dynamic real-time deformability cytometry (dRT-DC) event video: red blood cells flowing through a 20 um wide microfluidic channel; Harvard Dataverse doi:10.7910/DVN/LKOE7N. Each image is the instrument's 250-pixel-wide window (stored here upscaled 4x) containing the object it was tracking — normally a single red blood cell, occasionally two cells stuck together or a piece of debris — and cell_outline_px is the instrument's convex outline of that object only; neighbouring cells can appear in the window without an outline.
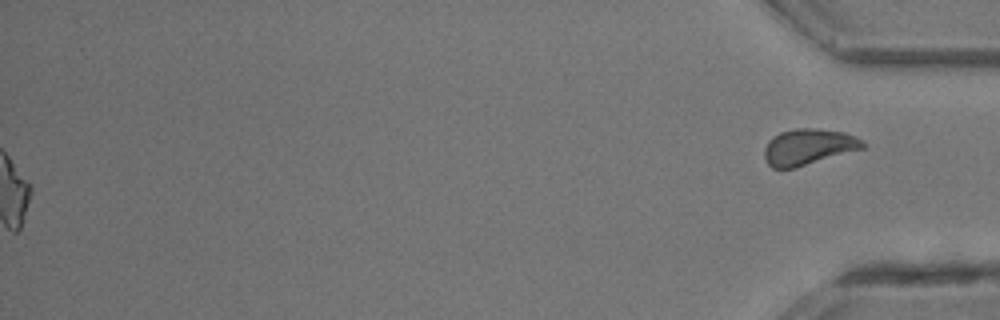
{"species": "common noctule bat (a hibernating species)", "species_latin": "Nyctalus noctula", "temperature_condition": "room temperature", "stored_images_in_passage": 32, "segment_of_instrument_passage": [2, 2], "camera_frame_rate_fps": 3000, "um_per_image_px": 0.085, "animal": {"sex": "male", "body_mass_g": 13.3}, "frame": {"image": 1, "passage_image": 32, "time_ms": 10.333, "image_size_px": [1000, 320], "cell_outline_px": [[868, 144], [864, 148], [796, 168], [772, 168], [768, 164], [764, 156], [764, 148], [768, 140], [772, 136], [780, 132], [796, 128], [816, 128], [844, 132], [856, 136]], "centroid_in_image_um": [68.72, 12.48], "position_along_channel_um": 366.5, "area_um2": 20.92}}